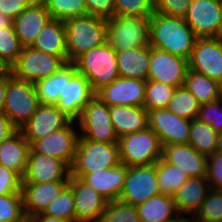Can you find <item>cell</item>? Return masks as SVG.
<instances>
[{"label":"cell","mask_w":222,"mask_h":222,"mask_svg":"<svg viewBox=\"0 0 222 222\" xmlns=\"http://www.w3.org/2000/svg\"><path fill=\"white\" fill-rule=\"evenodd\" d=\"M197 36L184 18L154 12L150 16V46L189 60Z\"/></svg>","instance_id":"cell-1"},{"label":"cell","mask_w":222,"mask_h":222,"mask_svg":"<svg viewBox=\"0 0 222 222\" xmlns=\"http://www.w3.org/2000/svg\"><path fill=\"white\" fill-rule=\"evenodd\" d=\"M141 222H170L179 214L168 194H158L136 206Z\"/></svg>","instance_id":"cell-30"},{"label":"cell","mask_w":222,"mask_h":222,"mask_svg":"<svg viewBox=\"0 0 222 222\" xmlns=\"http://www.w3.org/2000/svg\"><path fill=\"white\" fill-rule=\"evenodd\" d=\"M69 181L48 183H22L24 212L26 217L42 214L49 204L59 197Z\"/></svg>","instance_id":"cell-24"},{"label":"cell","mask_w":222,"mask_h":222,"mask_svg":"<svg viewBox=\"0 0 222 222\" xmlns=\"http://www.w3.org/2000/svg\"><path fill=\"white\" fill-rule=\"evenodd\" d=\"M120 163L119 143L92 142L79 137L70 174H90Z\"/></svg>","instance_id":"cell-5"},{"label":"cell","mask_w":222,"mask_h":222,"mask_svg":"<svg viewBox=\"0 0 222 222\" xmlns=\"http://www.w3.org/2000/svg\"><path fill=\"white\" fill-rule=\"evenodd\" d=\"M51 16L41 0H35L13 21L15 33L23 47H31Z\"/></svg>","instance_id":"cell-23"},{"label":"cell","mask_w":222,"mask_h":222,"mask_svg":"<svg viewBox=\"0 0 222 222\" xmlns=\"http://www.w3.org/2000/svg\"><path fill=\"white\" fill-rule=\"evenodd\" d=\"M114 15L151 16L154 13V0H114Z\"/></svg>","instance_id":"cell-43"},{"label":"cell","mask_w":222,"mask_h":222,"mask_svg":"<svg viewBox=\"0 0 222 222\" xmlns=\"http://www.w3.org/2000/svg\"><path fill=\"white\" fill-rule=\"evenodd\" d=\"M215 151L222 153V132L218 134Z\"/></svg>","instance_id":"cell-55"},{"label":"cell","mask_w":222,"mask_h":222,"mask_svg":"<svg viewBox=\"0 0 222 222\" xmlns=\"http://www.w3.org/2000/svg\"><path fill=\"white\" fill-rule=\"evenodd\" d=\"M67 62H74L82 54L104 45L107 41L106 18L85 15L64 21Z\"/></svg>","instance_id":"cell-2"},{"label":"cell","mask_w":222,"mask_h":222,"mask_svg":"<svg viewBox=\"0 0 222 222\" xmlns=\"http://www.w3.org/2000/svg\"><path fill=\"white\" fill-rule=\"evenodd\" d=\"M19 129L10 121V119L4 114H0V144L12 135H14Z\"/></svg>","instance_id":"cell-50"},{"label":"cell","mask_w":222,"mask_h":222,"mask_svg":"<svg viewBox=\"0 0 222 222\" xmlns=\"http://www.w3.org/2000/svg\"><path fill=\"white\" fill-rule=\"evenodd\" d=\"M25 219L22 194L0 196V222H22Z\"/></svg>","instance_id":"cell-41"},{"label":"cell","mask_w":222,"mask_h":222,"mask_svg":"<svg viewBox=\"0 0 222 222\" xmlns=\"http://www.w3.org/2000/svg\"><path fill=\"white\" fill-rule=\"evenodd\" d=\"M29 149L30 144L18 130L0 144V164L17 172L23 178L27 170Z\"/></svg>","instance_id":"cell-28"},{"label":"cell","mask_w":222,"mask_h":222,"mask_svg":"<svg viewBox=\"0 0 222 222\" xmlns=\"http://www.w3.org/2000/svg\"><path fill=\"white\" fill-rule=\"evenodd\" d=\"M158 194L156 163L128 167L120 201L137 206Z\"/></svg>","instance_id":"cell-11"},{"label":"cell","mask_w":222,"mask_h":222,"mask_svg":"<svg viewBox=\"0 0 222 222\" xmlns=\"http://www.w3.org/2000/svg\"><path fill=\"white\" fill-rule=\"evenodd\" d=\"M184 20L198 38L221 37L219 0H192Z\"/></svg>","instance_id":"cell-16"},{"label":"cell","mask_w":222,"mask_h":222,"mask_svg":"<svg viewBox=\"0 0 222 222\" xmlns=\"http://www.w3.org/2000/svg\"><path fill=\"white\" fill-rule=\"evenodd\" d=\"M5 71V69L0 64V75Z\"/></svg>","instance_id":"cell-57"},{"label":"cell","mask_w":222,"mask_h":222,"mask_svg":"<svg viewBox=\"0 0 222 222\" xmlns=\"http://www.w3.org/2000/svg\"><path fill=\"white\" fill-rule=\"evenodd\" d=\"M147 80L117 78L103 86L96 95L109 107L117 105L143 106Z\"/></svg>","instance_id":"cell-18"},{"label":"cell","mask_w":222,"mask_h":222,"mask_svg":"<svg viewBox=\"0 0 222 222\" xmlns=\"http://www.w3.org/2000/svg\"><path fill=\"white\" fill-rule=\"evenodd\" d=\"M99 222H141L136 206L120 200L107 203Z\"/></svg>","instance_id":"cell-39"},{"label":"cell","mask_w":222,"mask_h":222,"mask_svg":"<svg viewBox=\"0 0 222 222\" xmlns=\"http://www.w3.org/2000/svg\"><path fill=\"white\" fill-rule=\"evenodd\" d=\"M219 4L221 7V37H222V0H219Z\"/></svg>","instance_id":"cell-56"},{"label":"cell","mask_w":222,"mask_h":222,"mask_svg":"<svg viewBox=\"0 0 222 222\" xmlns=\"http://www.w3.org/2000/svg\"><path fill=\"white\" fill-rule=\"evenodd\" d=\"M188 69L187 59L151 47L147 80L162 82L176 88L181 87L184 86Z\"/></svg>","instance_id":"cell-14"},{"label":"cell","mask_w":222,"mask_h":222,"mask_svg":"<svg viewBox=\"0 0 222 222\" xmlns=\"http://www.w3.org/2000/svg\"><path fill=\"white\" fill-rule=\"evenodd\" d=\"M80 137L92 142L118 143L110 118V107L95 95L77 120Z\"/></svg>","instance_id":"cell-9"},{"label":"cell","mask_w":222,"mask_h":222,"mask_svg":"<svg viewBox=\"0 0 222 222\" xmlns=\"http://www.w3.org/2000/svg\"><path fill=\"white\" fill-rule=\"evenodd\" d=\"M106 24V42L115 52L150 46V16L113 15Z\"/></svg>","instance_id":"cell-3"},{"label":"cell","mask_w":222,"mask_h":222,"mask_svg":"<svg viewBox=\"0 0 222 222\" xmlns=\"http://www.w3.org/2000/svg\"><path fill=\"white\" fill-rule=\"evenodd\" d=\"M184 86L195 96L202 105L222 98V85L191 69H188Z\"/></svg>","instance_id":"cell-31"},{"label":"cell","mask_w":222,"mask_h":222,"mask_svg":"<svg viewBox=\"0 0 222 222\" xmlns=\"http://www.w3.org/2000/svg\"><path fill=\"white\" fill-rule=\"evenodd\" d=\"M188 64L189 69L222 85V37L197 38Z\"/></svg>","instance_id":"cell-13"},{"label":"cell","mask_w":222,"mask_h":222,"mask_svg":"<svg viewBox=\"0 0 222 222\" xmlns=\"http://www.w3.org/2000/svg\"><path fill=\"white\" fill-rule=\"evenodd\" d=\"M176 87L168 84L147 80L145 87V100L143 106L146 110L166 108L172 98Z\"/></svg>","instance_id":"cell-38"},{"label":"cell","mask_w":222,"mask_h":222,"mask_svg":"<svg viewBox=\"0 0 222 222\" xmlns=\"http://www.w3.org/2000/svg\"><path fill=\"white\" fill-rule=\"evenodd\" d=\"M192 0H154V12L184 18Z\"/></svg>","instance_id":"cell-45"},{"label":"cell","mask_w":222,"mask_h":222,"mask_svg":"<svg viewBox=\"0 0 222 222\" xmlns=\"http://www.w3.org/2000/svg\"><path fill=\"white\" fill-rule=\"evenodd\" d=\"M201 104L195 96L185 87H177L169 100L167 109L179 117L189 120L197 119Z\"/></svg>","instance_id":"cell-35"},{"label":"cell","mask_w":222,"mask_h":222,"mask_svg":"<svg viewBox=\"0 0 222 222\" xmlns=\"http://www.w3.org/2000/svg\"><path fill=\"white\" fill-rule=\"evenodd\" d=\"M164 161L184 171L188 177H206L208 157L200 154L189 144L162 146Z\"/></svg>","instance_id":"cell-22"},{"label":"cell","mask_w":222,"mask_h":222,"mask_svg":"<svg viewBox=\"0 0 222 222\" xmlns=\"http://www.w3.org/2000/svg\"><path fill=\"white\" fill-rule=\"evenodd\" d=\"M34 83L14 78L7 70L4 114L20 129L39 106Z\"/></svg>","instance_id":"cell-7"},{"label":"cell","mask_w":222,"mask_h":222,"mask_svg":"<svg viewBox=\"0 0 222 222\" xmlns=\"http://www.w3.org/2000/svg\"><path fill=\"white\" fill-rule=\"evenodd\" d=\"M118 143L120 161L128 167L154 164L162 157L160 139L149 127L120 137Z\"/></svg>","instance_id":"cell-6"},{"label":"cell","mask_w":222,"mask_h":222,"mask_svg":"<svg viewBox=\"0 0 222 222\" xmlns=\"http://www.w3.org/2000/svg\"><path fill=\"white\" fill-rule=\"evenodd\" d=\"M7 91V70L0 75V114L4 113V101Z\"/></svg>","instance_id":"cell-52"},{"label":"cell","mask_w":222,"mask_h":222,"mask_svg":"<svg viewBox=\"0 0 222 222\" xmlns=\"http://www.w3.org/2000/svg\"><path fill=\"white\" fill-rule=\"evenodd\" d=\"M151 46L116 52L117 69L121 78L147 80Z\"/></svg>","instance_id":"cell-27"},{"label":"cell","mask_w":222,"mask_h":222,"mask_svg":"<svg viewBox=\"0 0 222 222\" xmlns=\"http://www.w3.org/2000/svg\"><path fill=\"white\" fill-rule=\"evenodd\" d=\"M49 55L60 56L67 63L66 30L64 21L51 19L31 46Z\"/></svg>","instance_id":"cell-29"},{"label":"cell","mask_w":222,"mask_h":222,"mask_svg":"<svg viewBox=\"0 0 222 222\" xmlns=\"http://www.w3.org/2000/svg\"><path fill=\"white\" fill-rule=\"evenodd\" d=\"M156 177L161 194L173 195L189 178L184 171L160 158L156 162Z\"/></svg>","instance_id":"cell-34"},{"label":"cell","mask_w":222,"mask_h":222,"mask_svg":"<svg viewBox=\"0 0 222 222\" xmlns=\"http://www.w3.org/2000/svg\"><path fill=\"white\" fill-rule=\"evenodd\" d=\"M148 127L160 139L161 145L188 144L191 120L179 117L167 108L147 111Z\"/></svg>","instance_id":"cell-12"},{"label":"cell","mask_w":222,"mask_h":222,"mask_svg":"<svg viewBox=\"0 0 222 222\" xmlns=\"http://www.w3.org/2000/svg\"><path fill=\"white\" fill-rule=\"evenodd\" d=\"M70 177V168L62 160L29 149L27 170L22 183L70 181Z\"/></svg>","instance_id":"cell-19"},{"label":"cell","mask_w":222,"mask_h":222,"mask_svg":"<svg viewBox=\"0 0 222 222\" xmlns=\"http://www.w3.org/2000/svg\"><path fill=\"white\" fill-rule=\"evenodd\" d=\"M197 119L211 125L217 133L222 132V98L202 104Z\"/></svg>","instance_id":"cell-44"},{"label":"cell","mask_w":222,"mask_h":222,"mask_svg":"<svg viewBox=\"0 0 222 222\" xmlns=\"http://www.w3.org/2000/svg\"><path fill=\"white\" fill-rule=\"evenodd\" d=\"M195 217L201 222L222 221V190L211 188Z\"/></svg>","instance_id":"cell-42"},{"label":"cell","mask_w":222,"mask_h":222,"mask_svg":"<svg viewBox=\"0 0 222 222\" xmlns=\"http://www.w3.org/2000/svg\"><path fill=\"white\" fill-rule=\"evenodd\" d=\"M52 19L65 21L87 15L85 0H41Z\"/></svg>","instance_id":"cell-37"},{"label":"cell","mask_w":222,"mask_h":222,"mask_svg":"<svg viewBox=\"0 0 222 222\" xmlns=\"http://www.w3.org/2000/svg\"><path fill=\"white\" fill-rule=\"evenodd\" d=\"M23 46L17 37L14 27L0 28V64L5 70H9L22 53Z\"/></svg>","instance_id":"cell-36"},{"label":"cell","mask_w":222,"mask_h":222,"mask_svg":"<svg viewBox=\"0 0 222 222\" xmlns=\"http://www.w3.org/2000/svg\"><path fill=\"white\" fill-rule=\"evenodd\" d=\"M192 219L186 218L184 216L178 215L175 219H173L170 222H201L199 219H197L195 216L191 215Z\"/></svg>","instance_id":"cell-53"},{"label":"cell","mask_w":222,"mask_h":222,"mask_svg":"<svg viewBox=\"0 0 222 222\" xmlns=\"http://www.w3.org/2000/svg\"><path fill=\"white\" fill-rule=\"evenodd\" d=\"M96 95L89 81L77 72L72 62L65 64V87L56 104L68 118L75 123L86 108L88 102Z\"/></svg>","instance_id":"cell-8"},{"label":"cell","mask_w":222,"mask_h":222,"mask_svg":"<svg viewBox=\"0 0 222 222\" xmlns=\"http://www.w3.org/2000/svg\"><path fill=\"white\" fill-rule=\"evenodd\" d=\"M23 178L15 171L0 164V196L22 194Z\"/></svg>","instance_id":"cell-46"},{"label":"cell","mask_w":222,"mask_h":222,"mask_svg":"<svg viewBox=\"0 0 222 222\" xmlns=\"http://www.w3.org/2000/svg\"><path fill=\"white\" fill-rule=\"evenodd\" d=\"M206 178L212 189L222 190V153L214 152L208 157Z\"/></svg>","instance_id":"cell-47"},{"label":"cell","mask_w":222,"mask_h":222,"mask_svg":"<svg viewBox=\"0 0 222 222\" xmlns=\"http://www.w3.org/2000/svg\"><path fill=\"white\" fill-rule=\"evenodd\" d=\"M28 222H72L69 219L57 218L49 215L38 214L35 216L26 217Z\"/></svg>","instance_id":"cell-51"},{"label":"cell","mask_w":222,"mask_h":222,"mask_svg":"<svg viewBox=\"0 0 222 222\" xmlns=\"http://www.w3.org/2000/svg\"><path fill=\"white\" fill-rule=\"evenodd\" d=\"M210 189L206 177H189L172 195L179 215L183 213L195 216Z\"/></svg>","instance_id":"cell-25"},{"label":"cell","mask_w":222,"mask_h":222,"mask_svg":"<svg viewBox=\"0 0 222 222\" xmlns=\"http://www.w3.org/2000/svg\"><path fill=\"white\" fill-rule=\"evenodd\" d=\"M39 103L56 105L65 87V65L55 74L34 83Z\"/></svg>","instance_id":"cell-33"},{"label":"cell","mask_w":222,"mask_h":222,"mask_svg":"<svg viewBox=\"0 0 222 222\" xmlns=\"http://www.w3.org/2000/svg\"><path fill=\"white\" fill-rule=\"evenodd\" d=\"M76 210V222H99L108 201L80 178L70 177Z\"/></svg>","instance_id":"cell-20"},{"label":"cell","mask_w":222,"mask_h":222,"mask_svg":"<svg viewBox=\"0 0 222 222\" xmlns=\"http://www.w3.org/2000/svg\"><path fill=\"white\" fill-rule=\"evenodd\" d=\"M57 218L69 219L72 222H76V210L74 204V197L72 189L67 186L56 198L51 202L45 211L42 213Z\"/></svg>","instance_id":"cell-40"},{"label":"cell","mask_w":222,"mask_h":222,"mask_svg":"<svg viewBox=\"0 0 222 222\" xmlns=\"http://www.w3.org/2000/svg\"><path fill=\"white\" fill-rule=\"evenodd\" d=\"M66 62L60 56H53L32 47H23L17 61L8 70L19 80L35 83L55 74Z\"/></svg>","instance_id":"cell-10"},{"label":"cell","mask_w":222,"mask_h":222,"mask_svg":"<svg viewBox=\"0 0 222 222\" xmlns=\"http://www.w3.org/2000/svg\"><path fill=\"white\" fill-rule=\"evenodd\" d=\"M128 166L119 165L90 174H70L80 178L84 183L95 189L108 202L119 200L126 180Z\"/></svg>","instance_id":"cell-21"},{"label":"cell","mask_w":222,"mask_h":222,"mask_svg":"<svg viewBox=\"0 0 222 222\" xmlns=\"http://www.w3.org/2000/svg\"><path fill=\"white\" fill-rule=\"evenodd\" d=\"M87 15L110 18L114 15V0H85Z\"/></svg>","instance_id":"cell-48"},{"label":"cell","mask_w":222,"mask_h":222,"mask_svg":"<svg viewBox=\"0 0 222 222\" xmlns=\"http://www.w3.org/2000/svg\"><path fill=\"white\" fill-rule=\"evenodd\" d=\"M72 120L56 105L39 104L31 118L19 129L28 143L66 127Z\"/></svg>","instance_id":"cell-17"},{"label":"cell","mask_w":222,"mask_h":222,"mask_svg":"<svg viewBox=\"0 0 222 222\" xmlns=\"http://www.w3.org/2000/svg\"><path fill=\"white\" fill-rule=\"evenodd\" d=\"M35 0H0V12L12 21Z\"/></svg>","instance_id":"cell-49"},{"label":"cell","mask_w":222,"mask_h":222,"mask_svg":"<svg viewBox=\"0 0 222 222\" xmlns=\"http://www.w3.org/2000/svg\"><path fill=\"white\" fill-rule=\"evenodd\" d=\"M71 121L66 127L52 132L48 136L35 140L30 149L35 153H41L62 160L69 168L74 161L78 139V134Z\"/></svg>","instance_id":"cell-15"},{"label":"cell","mask_w":222,"mask_h":222,"mask_svg":"<svg viewBox=\"0 0 222 222\" xmlns=\"http://www.w3.org/2000/svg\"><path fill=\"white\" fill-rule=\"evenodd\" d=\"M110 118L118 138L148 127L144 106H110Z\"/></svg>","instance_id":"cell-26"},{"label":"cell","mask_w":222,"mask_h":222,"mask_svg":"<svg viewBox=\"0 0 222 222\" xmlns=\"http://www.w3.org/2000/svg\"><path fill=\"white\" fill-rule=\"evenodd\" d=\"M218 134L211 125L194 119L191 121L188 144L209 157L215 152Z\"/></svg>","instance_id":"cell-32"},{"label":"cell","mask_w":222,"mask_h":222,"mask_svg":"<svg viewBox=\"0 0 222 222\" xmlns=\"http://www.w3.org/2000/svg\"><path fill=\"white\" fill-rule=\"evenodd\" d=\"M12 24V20L0 12V28L8 27Z\"/></svg>","instance_id":"cell-54"},{"label":"cell","mask_w":222,"mask_h":222,"mask_svg":"<svg viewBox=\"0 0 222 222\" xmlns=\"http://www.w3.org/2000/svg\"><path fill=\"white\" fill-rule=\"evenodd\" d=\"M116 61V52L106 42L82 54L73 63L77 72L82 74L89 81L92 89L97 92L120 77Z\"/></svg>","instance_id":"cell-4"}]
</instances>
